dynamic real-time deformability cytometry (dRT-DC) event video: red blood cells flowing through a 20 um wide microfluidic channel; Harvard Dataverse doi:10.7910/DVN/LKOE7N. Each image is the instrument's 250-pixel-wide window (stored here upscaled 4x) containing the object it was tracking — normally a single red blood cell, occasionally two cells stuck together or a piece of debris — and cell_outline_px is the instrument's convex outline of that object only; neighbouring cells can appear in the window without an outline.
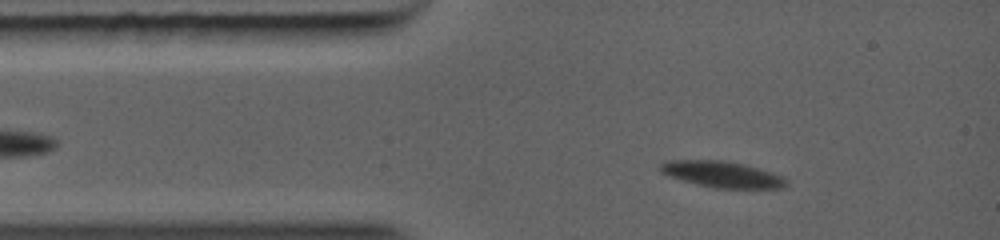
{"species": "common noctule bat (a hibernating species)", "species_latin": "Nyctalus noctula", "temperature_condition": "warm", "stored_images_in_passage": 43, "camera_frame_rate_fps": 5000, "um_per_image_px": 0.085, "animal": {"sex": "female", "body_mass_g": 19.0, "forearm_length_mm": 56.7}, "frame": {"image": 1, "passage_image": 5, "time_ms": 1.2, "image_size_px": [1000, 240], "cell_outline_px": [[788, 184], [784, 188], [716, 188], [696, 184], [660, 172], [660, 164], [664, 160], [724, 160], [744, 164], [772, 172], [784, 176], [788, 180]], "centroid_in_image_um": [61.43, 14.81], "position_along_channel_um": 23.6, "area_um2": 19.25}}
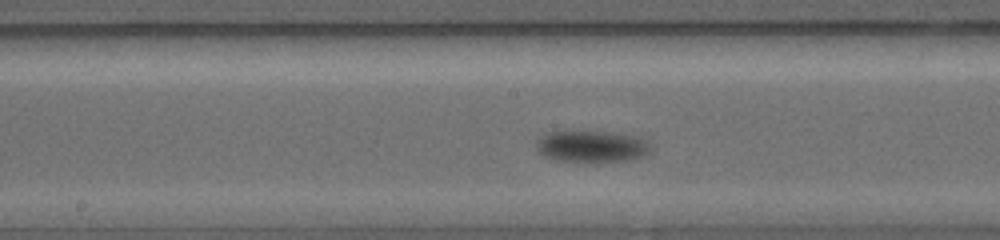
{"frame": {"image": 2, "passage_image": 22, "time_ms": 5.6, "image_size_px": [1000, 240], "cell_outline_px": [[648, 152], [644, 156], [628, 160], [588, 164], [556, 160], [544, 156], [536, 148], [536, 140], [544, 132], [564, 128], [568, 128], [612, 132], [632, 136], [644, 140], [648, 144]], "centroid_in_image_um": [50.15, 12.42], "position_along_channel_um": 198.1, "area_um2": 22.37}}
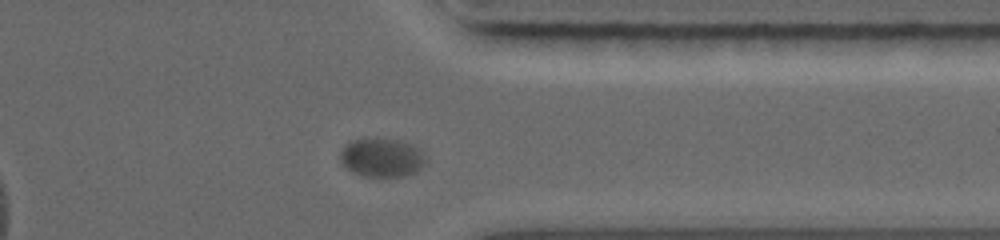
{"frame": {"image": 3, "passage_image": 38, "time_ms": 9.6, "image_size_px": [1000, 240], "cell_outline_px": [[428, 160], [416, 172], [400, 176], [364, 176], [352, 172], [340, 160], [340, 152], [344, 144], [352, 140], [400, 140], [416, 148], [428, 156]], "centroid_in_image_um": [32.46, 13.41], "position_along_channel_um": 378.9, "area_um2": 18.9}}